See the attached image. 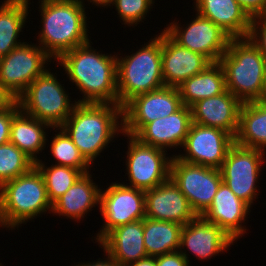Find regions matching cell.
<instances>
[{
    "label": "cell",
    "instance_id": "obj_1",
    "mask_svg": "<svg viewBox=\"0 0 266 266\" xmlns=\"http://www.w3.org/2000/svg\"><path fill=\"white\" fill-rule=\"evenodd\" d=\"M90 42L64 53L57 62L80 90L83 97L78 103L118 104L117 54H102Z\"/></svg>",
    "mask_w": 266,
    "mask_h": 266
},
{
    "label": "cell",
    "instance_id": "obj_2",
    "mask_svg": "<svg viewBox=\"0 0 266 266\" xmlns=\"http://www.w3.org/2000/svg\"><path fill=\"white\" fill-rule=\"evenodd\" d=\"M60 127L93 164L114 137L123 133V108L119 104L78 103Z\"/></svg>",
    "mask_w": 266,
    "mask_h": 266
},
{
    "label": "cell",
    "instance_id": "obj_3",
    "mask_svg": "<svg viewBox=\"0 0 266 266\" xmlns=\"http://www.w3.org/2000/svg\"><path fill=\"white\" fill-rule=\"evenodd\" d=\"M39 3L42 30L37 37L38 45L54 61L91 41L86 7L78 0H39Z\"/></svg>",
    "mask_w": 266,
    "mask_h": 266
},
{
    "label": "cell",
    "instance_id": "obj_4",
    "mask_svg": "<svg viewBox=\"0 0 266 266\" xmlns=\"http://www.w3.org/2000/svg\"><path fill=\"white\" fill-rule=\"evenodd\" d=\"M47 211L51 213L52 204L43 176L35 166L0 186V227L15 230Z\"/></svg>",
    "mask_w": 266,
    "mask_h": 266
},
{
    "label": "cell",
    "instance_id": "obj_5",
    "mask_svg": "<svg viewBox=\"0 0 266 266\" xmlns=\"http://www.w3.org/2000/svg\"><path fill=\"white\" fill-rule=\"evenodd\" d=\"M127 55L116 56L118 104L122 108L134 97L165 86L161 67L162 31Z\"/></svg>",
    "mask_w": 266,
    "mask_h": 266
},
{
    "label": "cell",
    "instance_id": "obj_6",
    "mask_svg": "<svg viewBox=\"0 0 266 266\" xmlns=\"http://www.w3.org/2000/svg\"><path fill=\"white\" fill-rule=\"evenodd\" d=\"M226 89L242 103L261 101L266 57L247 38H231L219 60Z\"/></svg>",
    "mask_w": 266,
    "mask_h": 266
},
{
    "label": "cell",
    "instance_id": "obj_7",
    "mask_svg": "<svg viewBox=\"0 0 266 266\" xmlns=\"http://www.w3.org/2000/svg\"><path fill=\"white\" fill-rule=\"evenodd\" d=\"M55 74L48 68L27 87L17 102L24 113L51 127H60L78 102L71 101L69 93Z\"/></svg>",
    "mask_w": 266,
    "mask_h": 266
},
{
    "label": "cell",
    "instance_id": "obj_8",
    "mask_svg": "<svg viewBox=\"0 0 266 266\" xmlns=\"http://www.w3.org/2000/svg\"><path fill=\"white\" fill-rule=\"evenodd\" d=\"M266 152L234 143L227 152L220 172L222 181L250 207L259 195L257 182L265 164Z\"/></svg>",
    "mask_w": 266,
    "mask_h": 266
},
{
    "label": "cell",
    "instance_id": "obj_9",
    "mask_svg": "<svg viewBox=\"0 0 266 266\" xmlns=\"http://www.w3.org/2000/svg\"><path fill=\"white\" fill-rule=\"evenodd\" d=\"M122 135L128 137L125 164L129 183L124 185L146 191L170 178L172 157L166 156L167 151L144 144L132 135Z\"/></svg>",
    "mask_w": 266,
    "mask_h": 266
},
{
    "label": "cell",
    "instance_id": "obj_10",
    "mask_svg": "<svg viewBox=\"0 0 266 266\" xmlns=\"http://www.w3.org/2000/svg\"><path fill=\"white\" fill-rule=\"evenodd\" d=\"M170 178L180 188L196 215H202L212 204L222 181L219 169L189 164L171 155Z\"/></svg>",
    "mask_w": 266,
    "mask_h": 266
},
{
    "label": "cell",
    "instance_id": "obj_11",
    "mask_svg": "<svg viewBox=\"0 0 266 266\" xmlns=\"http://www.w3.org/2000/svg\"><path fill=\"white\" fill-rule=\"evenodd\" d=\"M51 61L38 44L25 42L0 58V81L17 100Z\"/></svg>",
    "mask_w": 266,
    "mask_h": 266
},
{
    "label": "cell",
    "instance_id": "obj_12",
    "mask_svg": "<svg viewBox=\"0 0 266 266\" xmlns=\"http://www.w3.org/2000/svg\"><path fill=\"white\" fill-rule=\"evenodd\" d=\"M102 190L99 211L105 222L94 237L96 243L115 227L145 218L144 190L126 186L124 182H112Z\"/></svg>",
    "mask_w": 266,
    "mask_h": 266
},
{
    "label": "cell",
    "instance_id": "obj_13",
    "mask_svg": "<svg viewBox=\"0 0 266 266\" xmlns=\"http://www.w3.org/2000/svg\"><path fill=\"white\" fill-rule=\"evenodd\" d=\"M194 17L185 28L174 20L163 30L179 45L203 54L212 63L219 62L231 37L210 19L198 13Z\"/></svg>",
    "mask_w": 266,
    "mask_h": 266
},
{
    "label": "cell",
    "instance_id": "obj_14",
    "mask_svg": "<svg viewBox=\"0 0 266 266\" xmlns=\"http://www.w3.org/2000/svg\"><path fill=\"white\" fill-rule=\"evenodd\" d=\"M182 106L177 87L163 86L138 95L123 107V133L134 136L145 124L169 116Z\"/></svg>",
    "mask_w": 266,
    "mask_h": 266
},
{
    "label": "cell",
    "instance_id": "obj_15",
    "mask_svg": "<svg viewBox=\"0 0 266 266\" xmlns=\"http://www.w3.org/2000/svg\"><path fill=\"white\" fill-rule=\"evenodd\" d=\"M235 138L228 132L192 123L182 146L185 154L176 157L186 163L220 169Z\"/></svg>",
    "mask_w": 266,
    "mask_h": 266
},
{
    "label": "cell",
    "instance_id": "obj_16",
    "mask_svg": "<svg viewBox=\"0 0 266 266\" xmlns=\"http://www.w3.org/2000/svg\"><path fill=\"white\" fill-rule=\"evenodd\" d=\"M235 242L222 228L197 215L182 227L179 251L188 262L190 257L186 248L202 261L228 251Z\"/></svg>",
    "mask_w": 266,
    "mask_h": 266
},
{
    "label": "cell",
    "instance_id": "obj_17",
    "mask_svg": "<svg viewBox=\"0 0 266 266\" xmlns=\"http://www.w3.org/2000/svg\"><path fill=\"white\" fill-rule=\"evenodd\" d=\"M196 216L187 198L171 178L145 191V217L149 219L176 222L184 226Z\"/></svg>",
    "mask_w": 266,
    "mask_h": 266
},
{
    "label": "cell",
    "instance_id": "obj_18",
    "mask_svg": "<svg viewBox=\"0 0 266 266\" xmlns=\"http://www.w3.org/2000/svg\"><path fill=\"white\" fill-rule=\"evenodd\" d=\"M210 64L206 56L179 45L162 29L161 67L165 86L178 87Z\"/></svg>",
    "mask_w": 266,
    "mask_h": 266
},
{
    "label": "cell",
    "instance_id": "obj_19",
    "mask_svg": "<svg viewBox=\"0 0 266 266\" xmlns=\"http://www.w3.org/2000/svg\"><path fill=\"white\" fill-rule=\"evenodd\" d=\"M192 123L191 108L183 105L175 113L145 124L134 137L165 151L177 149L183 146Z\"/></svg>",
    "mask_w": 266,
    "mask_h": 266
},
{
    "label": "cell",
    "instance_id": "obj_20",
    "mask_svg": "<svg viewBox=\"0 0 266 266\" xmlns=\"http://www.w3.org/2000/svg\"><path fill=\"white\" fill-rule=\"evenodd\" d=\"M242 102L227 89L216 96L202 99L191 108L192 122L222 129L234 138L239 127Z\"/></svg>",
    "mask_w": 266,
    "mask_h": 266
},
{
    "label": "cell",
    "instance_id": "obj_21",
    "mask_svg": "<svg viewBox=\"0 0 266 266\" xmlns=\"http://www.w3.org/2000/svg\"><path fill=\"white\" fill-rule=\"evenodd\" d=\"M250 208L247 203L239 199L222 182L212 204L201 216L222 228L230 237L237 241L246 233V226L244 224L248 219L247 216L250 215ZM243 222L244 224H242Z\"/></svg>",
    "mask_w": 266,
    "mask_h": 266
},
{
    "label": "cell",
    "instance_id": "obj_22",
    "mask_svg": "<svg viewBox=\"0 0 266 266\" xmlns=\"http://www.w3.org/2000/svg\"><path fill=\"white\" fill-rule=\"evenodd\" d=\"M98 245L121 266L148 257L144 245L143 219L115 227Z\"/></svg>",
    "mask_w": 266,
    "mask_h": 266
},
{
    "label": "cell",
    "instance_id": "obj_23",
    "mask_svg": "<svg viewBox=\"0 0 266 266\" xmlns=\"http://www.w3.org/2000/svg\"><path fill=\"white\" fill-rule=\"evenodd\" d=\"M195 11L210 19L231 38H247L251 17L236 0H194Z\"/></svg>",
    "mask_w": 266,
    "mask_h": 266
},
{
    "label": "cell",
    "instance_id": "obj_24",
    "mask_svg": "<svg viewBox=\"0 0 266 266\" xmlns=\"http://www.w3.org/2000/svg\"><path fill=\"white\" fill-rule=\"evenodd\" d=\"M100 193L101 189L93 182L91 173H84L52 204L51 212L79 222L94 206L99 205Z\"/></svg>",
    "mask_w": 266,
    "mask_h": 266
},
{
    "label": "cell",
    "instance_id": "obj_25",
    "mask_svg": "<svg viewBox=\"0 0 266 266\" xmlns=\"http://www.w3.org/2000/svg\"><path fill=\"white\" fill-rule=\"evenodd\" d=\"M52 128L48 123L40 121L24 113L21 109L13 116L10 128V142L17 146L34 162L39 152L46 147L48 137L45 129ZM38 154V155H37Z\"/></svg>",
    "mask_w": 266,
    "mask_h": 266
},
{
    "label": "cell",
    "instance_id": "obj_26",
    "mask_svg": "<svg viewBox=\"0 0 266 266\" xmlns=\"http://www.w3.org/2000/svg\"><path fill=\"white\" fill-rule=\"evenodd\" d=\"M235 143L266 152V103L244 102L239 112V127Z\"/></svg>",
    "mask_w": 266,
    "mask_h": 266
},
{
    "label": "cell",
    "instance_id": "obj_27",
    "mask_svg": "<svg viewBox=\"0 0 266 266\" xmlns=\"http://www.w3.org/2000/svg\"><path fill=\"white\" fill-rule=\"evenodd\" d=\"M182 104L191 107L197 101L213 97L226 90L225 75L219 62L188 78L177 87Z\"/></svg>",
    "mask_w": 266,
    "mask_h": 266
},
{
    "label": "cell",
    "instance_id": "obj_28",
    "mask_svg": "<svg viewBox=\"0 0 266 266\" xmlns=\"http://www.w3.org/2000/svg\"><path fill=\"white\" fill-rule=\"evenodd\" d=\"M30 0H4L0 6V58L25 42L18 39L29 14Z\"/></svg>",
    "mask_w": 266,
    "mask_h": 266
},
{
    "label": "cell",
    "instance_id": "obj_29",
    "mask_svg": "<svg viewBox=\"0 0 266 266\" xmlns=\"http://www.w3.org/2000/svg\"><path fill=\"white\" fill-rule=\"evenodd\" d=\"M183 225L176 222L143 219L144 245L147 255L156 257L180 249Z\"/></svg>",
    "mask_w": 266,
    "mask_h": 266
},
{
    "label": "cell",
    "instance_id": "obj_30",
    "mask_svg": "<svg viewBox=\"0 0 266 266\" xmlns=\"http://www.w3.org/2000/svg\"><path fill=\"white\" fill-rule=\"evenodd\" d=\"M42 159L35 162V167L42 174L45 187L47 189L48 198L53 204L61 197L83 173L76 168L66 167L62 165L45 166Z\"/></svg>",
    "mask_w": 266,
    "mask_h": 266
},
{
    "label": "cell",
    "instance_id": "obj_31",
    "mask_svg": "<svg viewBox=\"0 0 266 266\" xmlns=\"http://www.w3.org/2000/svg\"><path fill=\"white\" fill-rule=\"evenodd\" d=\"M52 129L55 130L54 132L60 130L51 138L49 147L50 155L57 161L55 164L79 169L83 174L90 172L91 164L83 157L67 133L61 127H52Z\"/></svg>",
    "mask_w": 266,
    "mask_h": 266
},
{
    "label": "cell",
    "instance_id": "obj_32",
    "mask_svg": "<svg viewBox=\"0 0 266 266\" xmlns=\"http://www.w3.org/2000/svg\"><path fill=\"white\" fill-rule=\"evenodd\" d=\"M35 162L11 142L0 145V186L28 173Z\"/></svg>",
    "mask_w": 266,
    "mask_h": 266
},
{
    "label": "cell",
    "instance_id": "obj_33",
    "mask_svg": "<svg viewBox=\"0 0 266 266\" xmlns=\"http://www.w3.org/2000/svg\"><path fill=\"white\" fill-rule=\"evenodd\" d=\"M154 3V0H113L112 6H115L117 15L123 24L133 27L146 19Z\"/></svg>",
    "mask_w": 266,
    "mask_h": 266
},
{
    "label": "cell",
    "instance_id": "obj_34",
    "mask_svg": "<svg viewBox=\"0 0 266 266\" xmlns=\"http://www.w3.org/2000/svg\"><path fill=\"white\" fill-rule=\"evenodd\" d=\"M248 38L266 57V14L252 17Z\"/></svg>",
    "mask_w": 266,
    "mask_h": 266
},
{
    "label": "cell",
    "instance_id": "obj_35",
    "mask_svg": "<svg viewBox=\"0 0 266 266\" xmlns=\"http://www.w3.org/2000/svg\"><path fill=\"white\" fill-rule=\"evenodd\" d=\"M20 110L16 101L10 108L0 111V145L10 142V128L13 116Z\"/></svg>",
    "mask_w": 266,
    "mask_h": 266
},
{
    "label": "cell",
    "instance_id": "obj_36",
    "mask_svg": "<svg viewBox=\"0 0 266 266\" xmlns=\"http://www.w3.org/2000/svg\"><path fill=\"white\" fill-rule=\"evenodd\" d=\"M156 266H191L180 251L156 256Z\"/></svg>",
    "mask_w": 266,
    "mask_h": 266
},
{
    "label": "cell",
    "instance_id": "obj_37",
    "mask_svg": "<svg viewBox=\"0 0 266 266\" xmlns=\"http://www.w3.org/2000/svg\"><path fill=\"white\" fill-rule=\"evenodd\" d=\"M252 18L266 14V0H236Z\"/></svg>",
    "mask_w": 266,
    "mask_h": 266
},
{
    "label": "cell",
    "instance_id": "obj_38",
    "mask_svg": "<svg viewBox=\"0 0 266 266\" xmlns=\"http://www.w3.org/2000/svg\"><path fill=\"white\" fill-rule=\"evenodd\" d=\"M17 100L0 81V111L10 108Z\"/></svg>",
    "mask_w": 266,
    "mask_h": 266
},
{
    "label": "cell",
    "instance_id": "obj_39",
    "mask_svg": "<svg viewBox=\"0 0 266 266\" xmlns=\"http://www.w3.org/2000/svg\"><path fill=\"white\" fill-rule=\"evenodd\" d=\"M104 253L106 254L104 256L105 257L107 256L106 258L104 257V260L99 258L97 261L94 260V262L93 261L92 262L88 261L89 263L81 262V264L80 263L77 265L75 264L74 266H121L111 255H109L105 251Z\"/></svg>",
    "mask_w": 266,
    "mask_h": 266
},
{
    "label": "cell",
    "instance_id": "obj_40",
    "mask_svg": "<svg viewBox=\"0 0 266 266\" xmlns=\"http://www.w3.org/2000/svg\"><path fill=\"white\" fill-rule=\"evenodd\" d=\"M127 266H156V257L148 256L136 262H132Z\"/></svg>",
    "mask_w": 266,
    "mask_h": 266
},
{
    "label": "cell",
    "instance_id": "obj_41",
    "mask_svg": "<svg viewBox=\"0 0 266 266\" xmlns=\"http://www.w3.org/2000/svg\"><path fill=\"white\" fill-rule=\"evenodd\" d=\"M78 1L85 7L84 0H78ZM87 1H88V3L90 2L94 5H96L97 7L100 6V7H105V8H108L113 3V0H87Z\"/></svg>",
    "mask_w": 266,
    "mask_h": 266
},
{
    "label": "cell",
    "instance_id": "obj_42",
    "mask_svg": "<svg viewBox=\"0 0 266 266\" xmlns=\"http://www.w3.org/2000/svg\"><path fill=\"white\" fill-rule=\"evenodd\" d=\"M261 101L266 103V65H265V71H264V80H263Z\"/></svg>",
    "mask_w": 266,
    "mask_h": 266
}]
</instances>
